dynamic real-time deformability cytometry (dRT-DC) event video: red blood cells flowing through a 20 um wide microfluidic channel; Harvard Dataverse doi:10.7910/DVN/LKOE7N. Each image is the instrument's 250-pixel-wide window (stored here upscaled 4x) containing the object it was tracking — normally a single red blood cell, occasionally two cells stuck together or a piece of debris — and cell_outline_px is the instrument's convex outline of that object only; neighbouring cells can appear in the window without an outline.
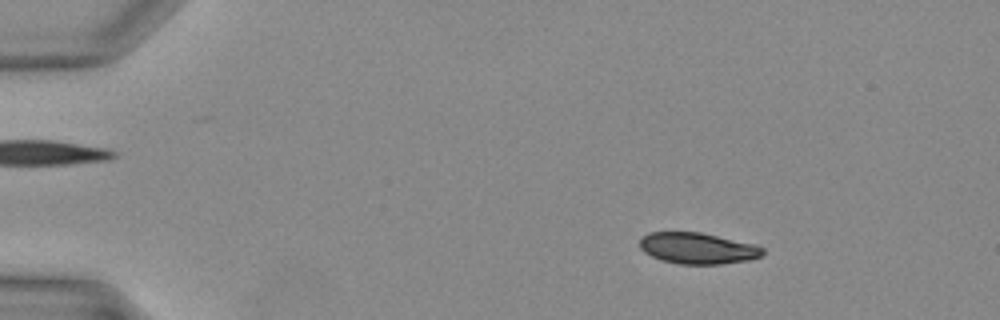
{"species": "Egyptian fruit bat (a non-hibernating species)", "species_latin": "Rousettus aegyptiacus", "temperature_condition": "warm", "stored_images_in_passage": 34, "camera_frame_rate_fps": 3000, "um_per_image_px": 0.085, "animal": {"sex": "female"}, "frame": {"image": 1, "passage_image": 2, "time_ms": 0.333, "image_size_px": [1000, 320], "cell_outline_px": [[764, 252], [760, 256], [748, 260], [720, 264], [680, 264], [664, 260], [652, 256], [644, 252], [640, 248], [640, 236], [648, 232], [700, 232], [756, 244], [764, 248]], "centroid_in_image_um": [59.29, 21.09], "position_along_channel_um": 25.7, "area_um2": 22.37}}
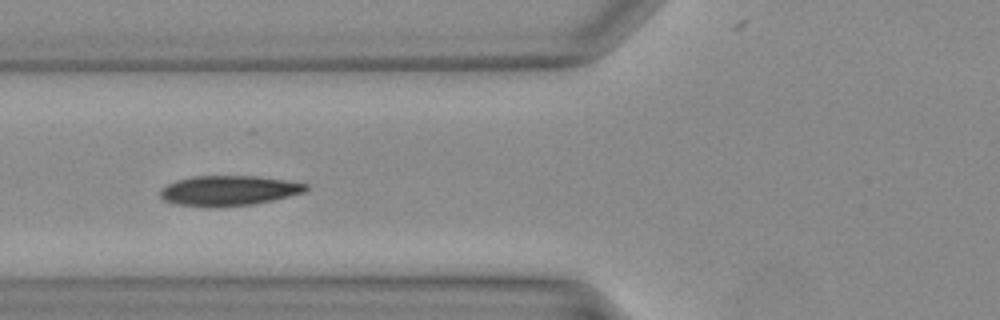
{"frame": {"image": 2, "passage_image": 11, "time_ms": 3.333, "image_size_px": [1000, 320], "cell_outline_px": [[308, 188], [304, 192], [272, 200], [252, 204], [176, 204], [164, 200], [160, 196], [160, 188], [176, 180], [192, 176], [256, 176], [284, 180], [308, 184]], "centroid_in_image_um": [19.45, 16.15], "position_along_channel_um": 106.4, "area_um2": 24.45}}
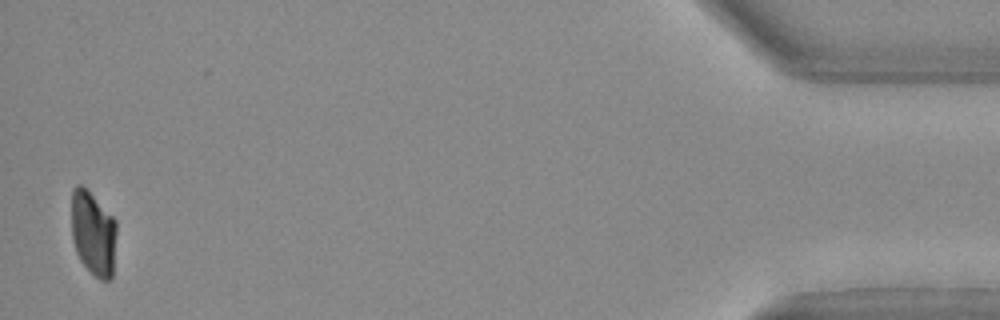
{"frame": {"image": 3, "passage_image": 34, "time_ms": 11.0, "image_size_px": [1000, 320], "cell_outline_px": [[116, 232], [112, 276], [108, 280], [100, 280], [80, 260], [76, 252], [72, 240], [72, 188], [76, 184], [80, 184], [116, 220]], "centroid_in_image_um": [7.91, 19.84], "position_along_channel_um": 427.3, "area_um2": 21.85}}